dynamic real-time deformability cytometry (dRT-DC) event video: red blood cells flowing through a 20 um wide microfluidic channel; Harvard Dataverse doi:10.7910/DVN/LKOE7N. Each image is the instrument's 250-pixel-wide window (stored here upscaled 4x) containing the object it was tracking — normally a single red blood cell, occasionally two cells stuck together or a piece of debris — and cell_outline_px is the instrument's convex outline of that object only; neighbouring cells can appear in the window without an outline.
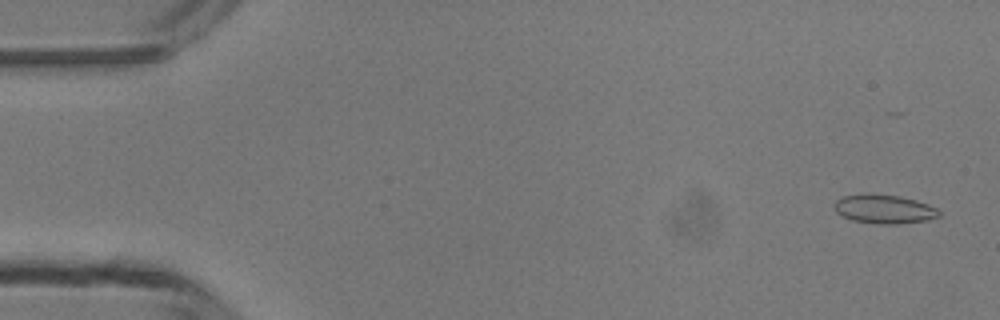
{"species": "common noctule bat (a hibernating species)", "species_latin": "Nyctalus noctula", "temperature_condition": "room temperature", "stored_images_in_passage": 5, "camera_frame_rate_fps": 3000, "um_per_image_px": 0.085, "animal": {"sex": "male", "body_mass_g": 13.3}, "frame": {"image": 1, "passage_image": 1, "time_ms": 0.0, "image_size_px": [1000, 320], "cell_outline_px": [[940, 216], [928, 220], [896, 224], [880, 224], [852, 220], [836, 212], [832, 204], [840, 196], [868, 192], [900, 196], [916, 200], [928, 204], [936, 208], [940, 212]], "centroid_in_image_um": [75.12, 17.74], "position_along_channel_um": 9.9, "area_um2": 17.98}}
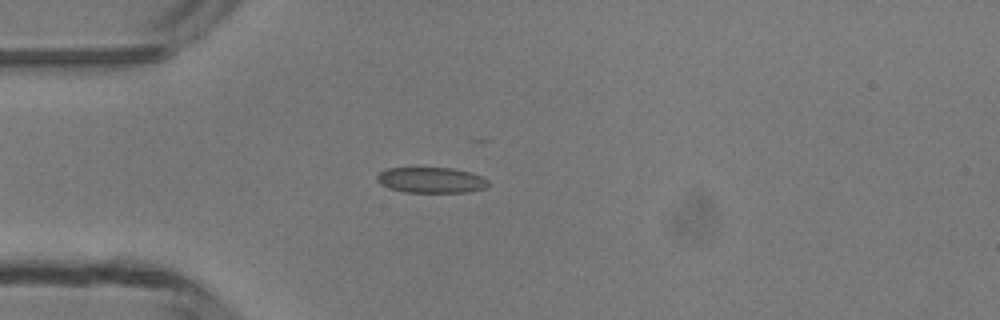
{"frame": {"image": 2, "passage_image": 4, "time_ms": 3.667, "image_size_px": [1000, 320], "cell_outline_px": [[488, 184], [484, 188], [468, 192], [404, 192], [388, 188], [380, 184], [376, 180], [376, 176], [384, 168], [452, 168], [484, 176], [488, 180]], "centroid_in_image_um": [36.62, 15.31], "position_along_channel_um": 48.4, "area_um2": 16.7}}